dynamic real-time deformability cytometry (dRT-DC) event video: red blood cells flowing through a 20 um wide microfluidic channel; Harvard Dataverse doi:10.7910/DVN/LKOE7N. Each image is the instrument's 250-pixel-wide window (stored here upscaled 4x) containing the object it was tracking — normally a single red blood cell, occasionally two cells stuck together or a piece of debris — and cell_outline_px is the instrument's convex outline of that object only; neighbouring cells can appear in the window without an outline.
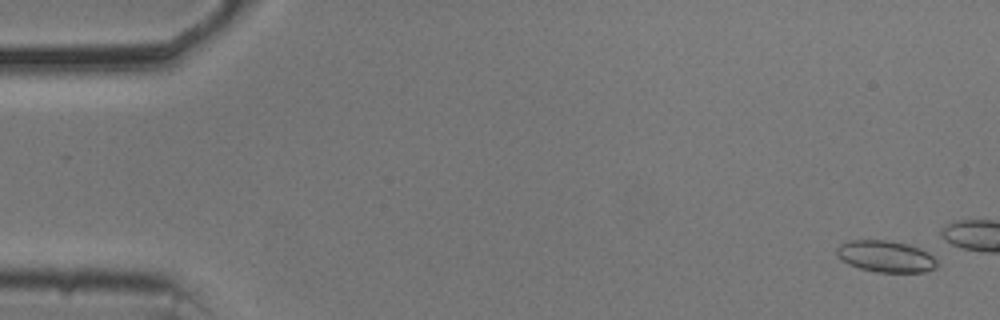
{"species": "common noctule bat (a hibernating species)", "species_latin": "Nyctalus noctula", "temperature_condition": "cold", "stored_images_in_passage": 13, "camera_frame_rate_fps": 3000, "um_per_image_px": 0.085, "animal": {"sex": "male", "body_mass_g": 20.5, "forearm_length_mm": 52.5}, "frame": {"image": 1, "passage_image": 3, "time_ms": 0.667, "image_size_px": [1000, 320], "cell_outline_px": [[936, 268], [924, 272], [876, 272], [860, 268], [848, 264], [840, 260], [836, 256], [836, 248], [840, 244], [848, 240], [888, 240], [904, 244], [916, 248], [932, 256], [936, 260]], "centroid_in_image_um": [75.2, 21.8], "position_along_channel_um": 9.8, "area_um2": 18.26}}